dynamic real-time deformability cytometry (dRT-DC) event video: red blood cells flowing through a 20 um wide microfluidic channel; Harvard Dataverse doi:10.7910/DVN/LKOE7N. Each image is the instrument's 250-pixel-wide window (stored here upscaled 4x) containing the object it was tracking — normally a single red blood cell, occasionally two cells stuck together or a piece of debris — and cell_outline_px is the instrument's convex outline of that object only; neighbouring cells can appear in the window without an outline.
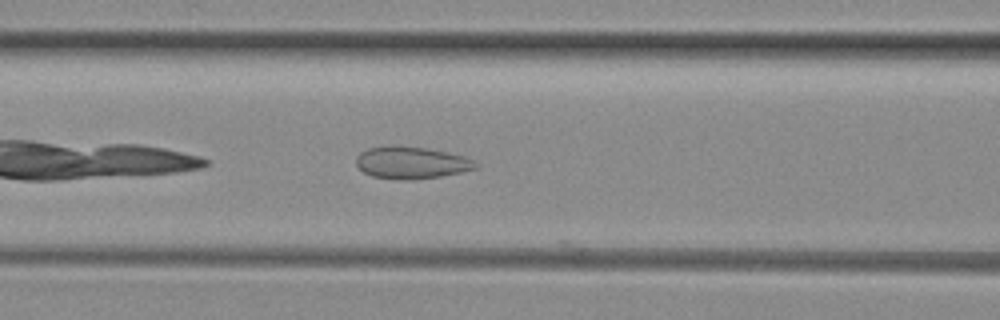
{"species": "common noctule bat (a hibernating species)", "species_latin": "Nyctalus noctula", "temperature_condition": "room temperature", "stored_images_in_passage": 37, "camera_frame_rate_fps": 3000, "um_per_image_px": 0.085, "animal": {"sex": "female", "body_mass_g": 29.2, "forearm_length_mm": 56.3}, "frame": {"image": 1, "passage_image": 7, "time_ms": 2.0, "image_size_px": [1000, 320], "cell_outline_px": [[480, 168], [440, 176], [412, 180], [404, 180], [372, 176], [364, 172], [356, 164], [356, 156], [360, 152], [368, 148], [392, 144], [424, 148], [448, 152], [464, 156], [480, 164]], "centroid_in_image_um": [34.97, 13.81], "position_along_channel_um": 131.6, "area_um2": 22.54}}
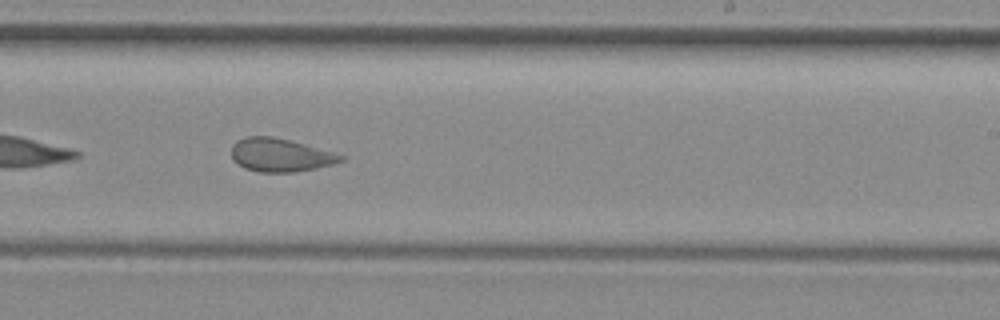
{"frame": {"image": 2, "passage_image": 17, "time_ms": 5.333, "image_size_px": [1000, 320], "cell_outline_px": [[348, 156], [344, 160], [332, 164], [316, 168], [296, 172], [260, 172], [244, 168], [232, 160], [232, 144], [236, 140], [244, 136], [272, 136], [336, 152]], "centroid_in_image_um": [23.84, 13.17], "position_along_channel_um": 265.2, "area_um2": 21.44}}
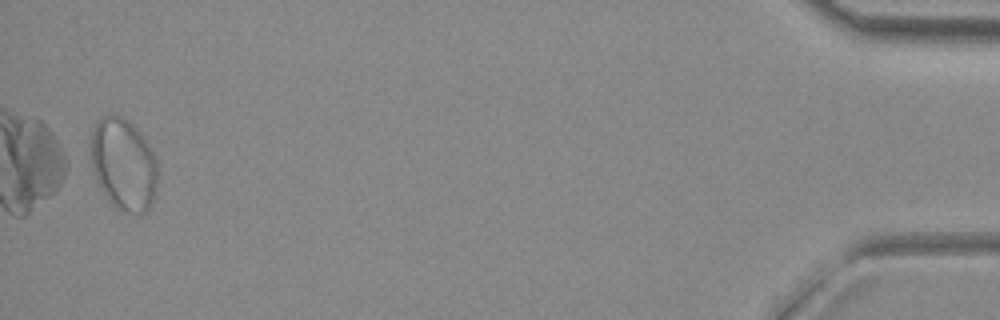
{"frame": {"image": 3, "passage_image": 36, "time_ms": 11.667, "image_size_px": [1000, 320], "cell_outline_px": [[156, 192], [148, 208], [144, 212], [120, 212], [104, 196], [92, 172], [92, 132], [96, 120], [104, 116], [120, 116], [132, 124], [136, 128], [152, 152], [156, 160]], "centroid_in_image_um": [10.47, 14.0], "position_along_channel_um": 424.7, "area_um2": 35.32}, "authors_computed_cell_mechanics": {"area_um2": 23.409, "velocity_mm_per_s": 4.0144, "shape_relaxation_time_tau1_ms": null, "shape_relaxation_time_tau2_ms": 0.762, "deformation_change_tau1": null, "deformation_change_tau2": 0.0612}}